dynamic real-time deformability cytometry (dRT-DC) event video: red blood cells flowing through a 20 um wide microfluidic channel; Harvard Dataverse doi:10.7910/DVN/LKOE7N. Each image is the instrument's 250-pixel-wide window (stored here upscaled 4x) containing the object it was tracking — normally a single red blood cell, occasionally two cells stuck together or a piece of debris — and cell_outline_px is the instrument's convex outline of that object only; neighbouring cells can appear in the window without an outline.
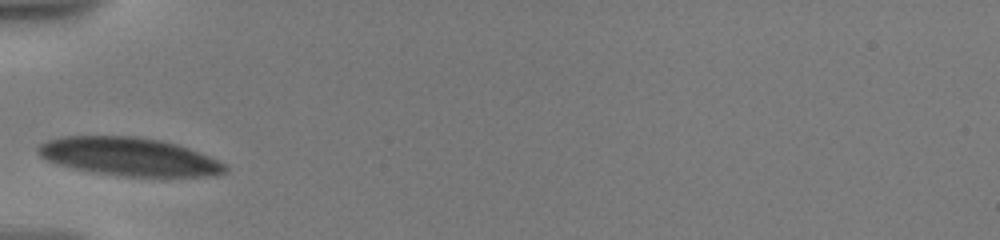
{"species": "human", "species_latin": "Homo sapiens", "temperature_condition": "warm", "stored_images_in_passage": 8, "camera_frame_rate_fps": 3000, "um_per_image_px": 0.085, "donor": {"sex": "male"}, "frame": {"image": 1, "passage_image": 1, "time_ms": 0.0, "image_size_px": [1000, 240], "cell_outline_px": [[228, 172], [216, 176], [124, 176], [92, 172], [60, 164], [48, 160], [40, 156], [36, 152], [36, 148], [40, 144], [48, 140], [60, 136], [136, 136], [160, 140], [176, 144], [188, 148], [208, 156], [224, 164], [228, 168]], "centroid_in_image_um": [10.97, 13.31], "position_along_channel_um": 74.0, "area_um2": 41.44}}
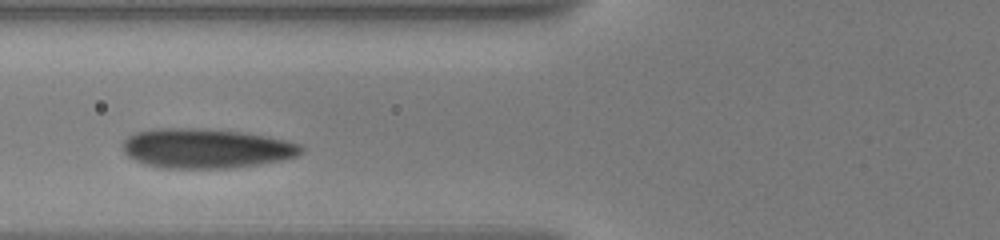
{"frame": {"image": 2, "passage_image": 7, "time_ms": 1.0, "image_size_px": [1000, 240], "cell_outline_px": [[304, 148], [296, 156], [280, 160], [260, 164], [232, 168], [160, 168], [144, 164], [128, 156], [124, 152], [124, 140], [128, 136], [136, 132], [160, 128], [204, 128], [244, 132], [288, 140], [300, 144]], "centroid_in_image_um": [17.53, 12.61], "position_along_channel_um": 108.3, "area_um2": 41.27}}